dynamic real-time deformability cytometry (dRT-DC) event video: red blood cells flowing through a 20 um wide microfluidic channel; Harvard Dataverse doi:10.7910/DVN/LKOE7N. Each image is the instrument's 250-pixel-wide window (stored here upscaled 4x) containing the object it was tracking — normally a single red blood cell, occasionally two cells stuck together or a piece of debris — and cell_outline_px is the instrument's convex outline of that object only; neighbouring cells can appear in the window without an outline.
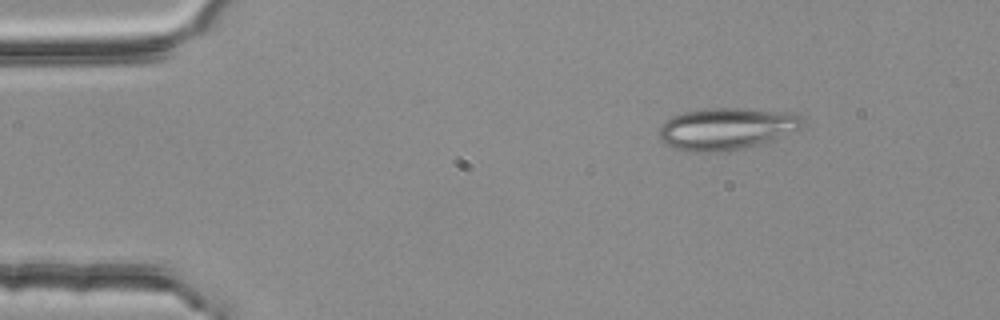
{"species": "common noctule bat (a hibernating species)", "species_latin": "Nyctalus noctula", "temperature_condition": "room temperature", "stored_images_in_passage": 4, "camera_frame_rate_fps": 3000, "um_per_image_px": 0.085, "animal": {"sex": "female", "body_mass_g": 25.1}, "frame": {"image": 1, "passage_image": 2, "time_ms": 0.333, "image_size_px": [1000, 320], "cell_outline_px": [[804, 124], [800, 128], [776, 140], [724, 152], [692, 152], [676, 148], [664, 144], [660, 140], [660, 128], [664, 120], [672, 116], [684, 112], [704, 108], [744, 108], [788, 112], [804, 116]], "centroid_in_image_um": [61.77, 10.93], "position_along_channel_um": 23.2, "area_um2": 35.43}}